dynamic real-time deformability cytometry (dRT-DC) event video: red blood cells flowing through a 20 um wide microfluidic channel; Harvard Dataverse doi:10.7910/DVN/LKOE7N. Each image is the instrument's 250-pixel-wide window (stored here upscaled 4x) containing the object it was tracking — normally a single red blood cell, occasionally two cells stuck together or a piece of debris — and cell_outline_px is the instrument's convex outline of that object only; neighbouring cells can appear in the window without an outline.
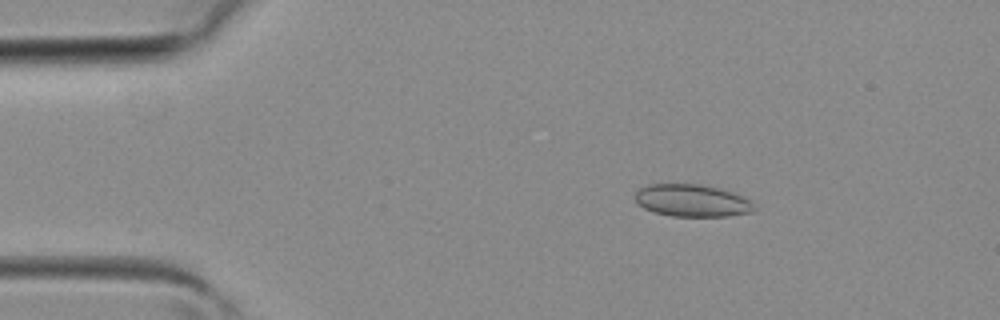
{"species": "common noctule bat (a hibernating species)", "species_latin": "Nyctalus noctula", "temperature_condition": "room temperature", "stored_images_in_passage": 38, "camera_frame_rate_fps": 3000, "um_per_image_px": 0.085, "animal": {"sex": "female", "body_mass_g": 19.3, "forearm_length_mm": 54.1}, "frame": {"image": 1, "passage_image": 5, "time_ms": 1.333, "image_size_px": [1000, 320], "cell_outline_px": [[756, 208], [752, 212], [728, 216], [672, 216], [656, 212], [644, 208], [636, 204], [636, 192], [640, 188], [648, 184], [700, 184], [732, 192], [752, 200]], "centroid_in_image_um": [58.84, 17.05], "position_along_channel_um": 26.2, "area_um2": 22.37}}
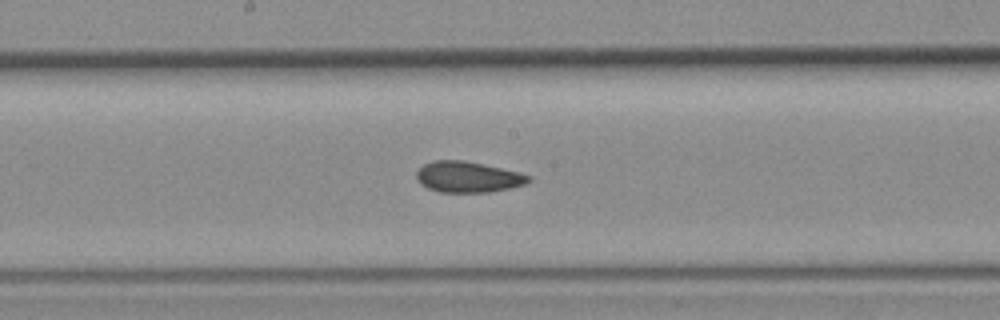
{"frame": {"image": 2, "passage_image": 19, "time_ms": 6.0, "image_size_px": [1000, 320], "cell_outline_px": [[532, 180], [524, 184], [508, 188], [488, 192], [440, 192], [428, 188], [420, 184], [416, 180], [416, 172], [424, 164], [432, 160], [464, 160], [520, 172], [532, 176]], "centroid_in_image_um": [39.76, 15.03], "position_along_channel_um": 208.4, "area_um2": 20.23}}
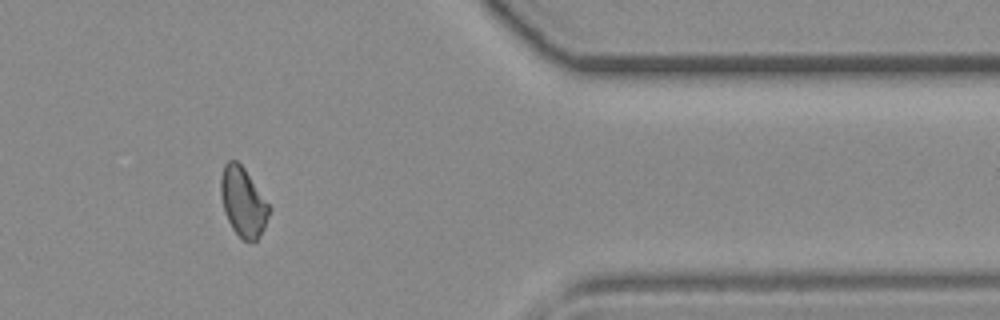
{"frame": {"image": 3, "passage_image": 31, "time_ms": 10.0, "image_size_px": [1000, 320], "cell_outline_px": [[272, 208], [264, 228], [260, 236], [256, 240], [244, 240], [232, 228], [224, 212], [220, 196], [220, 176], [224, 164], [228, 160], [236, 160], [244, 168]], "centroid_in_image_um": [20.65, 17.14], "position_along_channel_um": 390.7, "area_um2": 19.54}}